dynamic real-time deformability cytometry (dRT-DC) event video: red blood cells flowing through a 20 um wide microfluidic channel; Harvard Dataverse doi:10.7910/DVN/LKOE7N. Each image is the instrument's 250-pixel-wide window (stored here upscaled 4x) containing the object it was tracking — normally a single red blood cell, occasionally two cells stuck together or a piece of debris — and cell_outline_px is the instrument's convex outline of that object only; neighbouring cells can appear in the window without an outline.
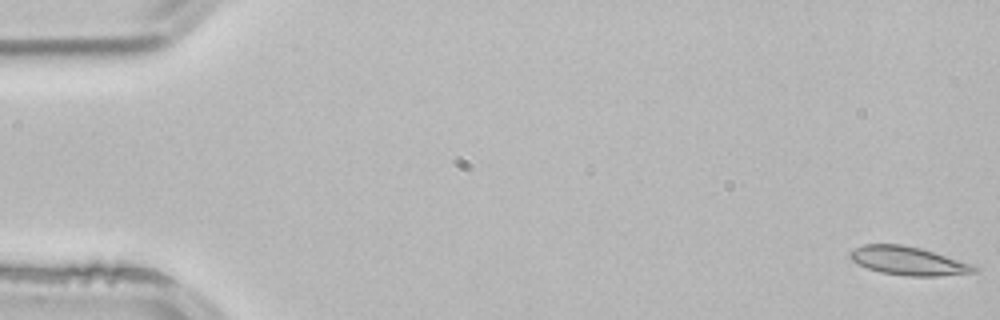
{"species": "common noctule bat (a hibernating species)", "species_latin": "Nyctalus noctula", "temperature_condition": "room temperature", "stored_images_in_passage": 3, "camera_frame_rate_fps": 3000, "um_per_image_px": 0.085, "animal": {"sex": "male", "body_mass_g": 21.5, "forearm_length_mm": 52.0}, "frame": {"image": 1, "passage_image": 1, "time_ms": 0.0, "image_size_px": [1000, 320], "cell_outline_px": [[980, 272], [940, 276], [904, 276], [880, 272], [868, 268], [852, 260], [848, 256], [848, 252], [852, 248], [864, 244], [900, 244], [920, 248], [976, 264], [980, 268]], "centroid_in_image_um": [77.26, 22.18], "position_along_channel_um": 7.7, "area_um2": 21.04}}
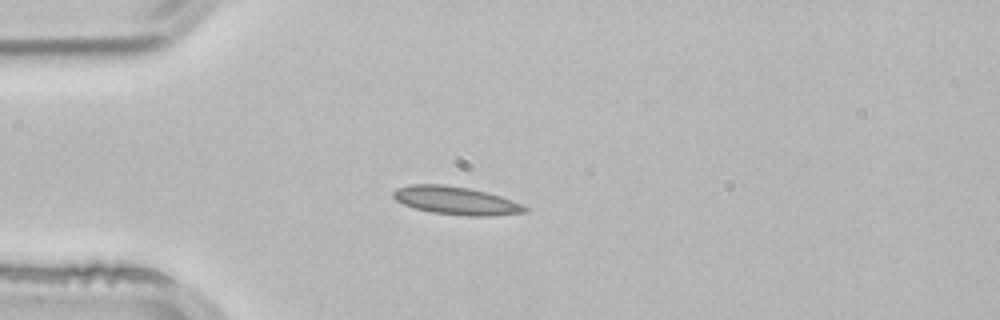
{"frame": {"image": 2, "passage_image": 3, "time_ms": 0.667, "image_size_px": [1000, 320], "cell_outline_px": [[528, 212], [492, 216], [468, 216], [432, 212], [416, 208], [404, 204], [396, 200], [392, 196], [392, 192], [396, 188], [412, 184], [444, 184], [468, 188], [488, 192], [500, 196], [520, 204], [528, 208]], "centroid_in_image_um": [38.75, 17.04], "position_along_channel_um": 46.3, "area_um2": 21.44}}